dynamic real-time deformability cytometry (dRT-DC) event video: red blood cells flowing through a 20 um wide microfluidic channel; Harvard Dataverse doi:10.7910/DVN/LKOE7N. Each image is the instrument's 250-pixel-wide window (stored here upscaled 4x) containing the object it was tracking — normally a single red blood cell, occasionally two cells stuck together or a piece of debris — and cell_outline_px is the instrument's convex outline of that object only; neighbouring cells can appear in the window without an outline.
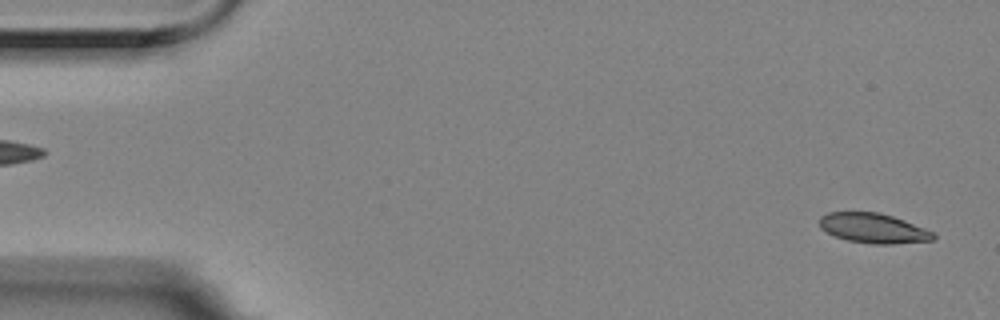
{"species": "Egyptian fruit bat (a non-hibernating species)", "species_latin": "Rousettus aegyptiacus", "temperature_condition": "room temperature", "stored_images_in_passage": 6, "segment_of_instrument_passage": [2, 2], "camera_frame_rate_fps": 3000, "um_per_image_px": 0.085, "animal": {"sex": "female"}, "frame": {"image": 1, "passage_image": 6, "time_ms": 1.667, "image_size_px": [1000, 320], "cell_outline_px": [[936, 240], [892, 244], [872, 244], [848, 240], [836, 236], [820, 228], [820, 216], [828, 212], [880, 212], [904, 220], [936, 232]], "centroid_in_image_um": [74.29, 19.4], "position_along_channel_um": 10.7, "area_um2": 19.88}}